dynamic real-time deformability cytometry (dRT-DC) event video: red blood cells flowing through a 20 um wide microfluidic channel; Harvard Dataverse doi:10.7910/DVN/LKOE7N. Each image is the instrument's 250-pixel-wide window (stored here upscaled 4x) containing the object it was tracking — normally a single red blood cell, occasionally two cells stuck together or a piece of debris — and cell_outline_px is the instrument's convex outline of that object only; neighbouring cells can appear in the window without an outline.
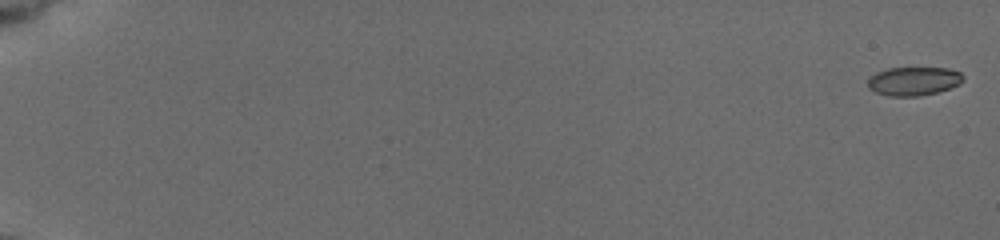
{"species": "common noctule bat (a hibernating species)", "species_latin": "Nyctalus noctula", "temperature_condition": "cold", "stored_images_in_passage": 27, "camera_frame_rate_fps": 3000, "um_per_image_px": 0.085, "animal": {"sex": "female", "body_mass_g": 19.5, "forearm_length_mm": 54.1}, "frame": {"image": 1, "passage_image": 1, "time_ms": 0.0, "image_size_px": [1000, 240], "cell_outline_px": [[964, 80], [960, 84], [936, 92], [920, 96], [888, 96], [876, 92], [868, 88], [868, 76], [876, 72], [888, 68], [948, 68], [960, 72], [964, 76]], "centroid_in_image_um": [77.64, 6.89], "position_along_channel_um": 7.4, "area_um2": 16.01}}
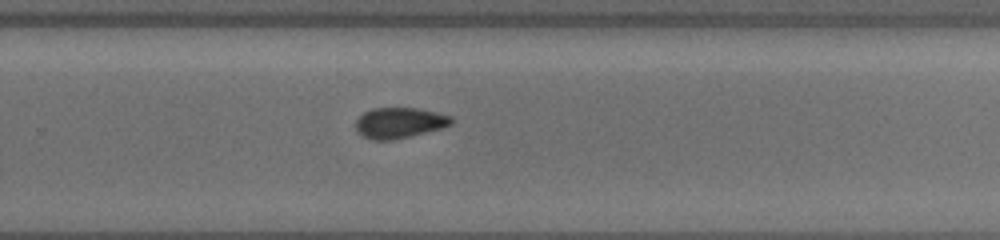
{"frame": {"image": 2, "passage_image": 15, "time_ms": 13.333, "image_size_px": [1000, 240], "cell_outline_px": [[452, 124], [440, 128], [392, 140], [372, 140], [364, 136], [356, 128], [356, 120], [364, 112], [372, 108], [416, 108], [436, 112], [452, 116]], "centroid_in_image_um": [33.94, 10.43], "position_along_channel_um": 295.9, "area_um2": 16.76}}
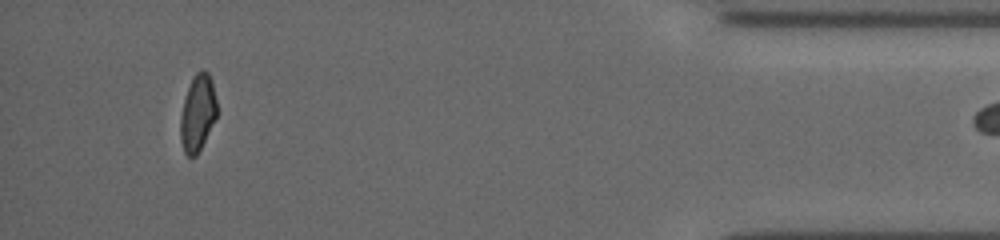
{"frame": {"image": 3, "passage_image": 26, "time_ms": 18.0, "image_size_px": [1000, 240], "cell_outline_px": [[216, 120], [196, 156], [188, 156], [184, 152], [180, 140], [180, 116], [184, 100], [188, 88], [196, 72], [204, 68], [208, 72], [212, 80], [216, 100]], "centroid_in_image_um": [16.8, 9.61], "position_along_channel_um": 418.4, "area_um2": 16.3}}